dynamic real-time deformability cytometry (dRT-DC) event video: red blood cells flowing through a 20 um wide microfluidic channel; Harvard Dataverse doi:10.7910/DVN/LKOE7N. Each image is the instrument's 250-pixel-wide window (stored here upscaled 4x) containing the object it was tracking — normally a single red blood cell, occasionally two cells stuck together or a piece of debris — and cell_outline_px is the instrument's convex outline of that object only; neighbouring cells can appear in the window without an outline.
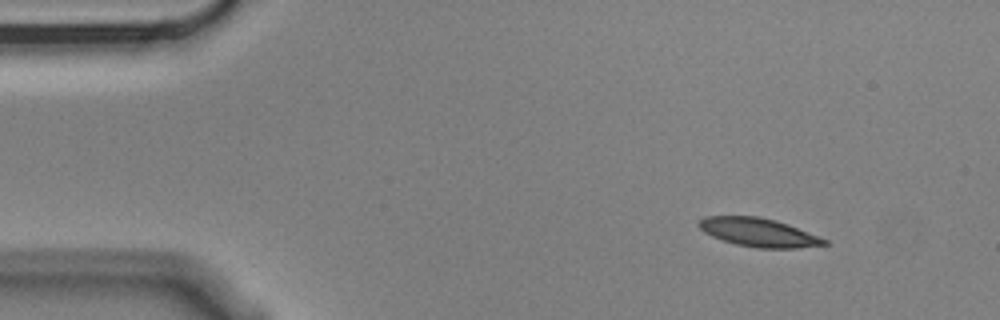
{"species": "Egyptian fruit bat (a non-hibernating species)", "species_latin": "Rousettus aegyptiacus", "temperature_condition": "cold", "stored_images_in_passage": 6, "camera_frame_rate_fps": 3000, "um_per_image_px": 0.085, "animal": {"sex": "male"}, "frame": {"image": 1, "passage_image": 1, "time_ms": 0.0, "image_size_px": [1000, 320], "cell_outline_px": [[828, 244], [796, 248], [756, 248], [736, 244], [712, 236], [704, 232], [696, 224], [704, 216], [760, 216], [776, 220], [788, 224], [820, 236], [828, 240]], "centroid_in_image_um": [64.49, 19.74], "position_along_channel_um": 20.5, "area_um2": 20.92}}
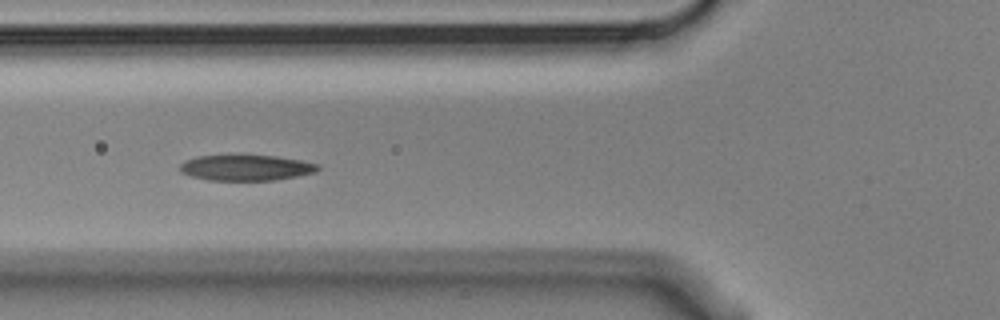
{"frame": {"image": 2, "passage_image": 5, "time_ms": 1.333, "image_size_px": [1000, 320], "cell_outline_px": [[320, 168], [316, 172], [276, 180], [208, 180], [192, 176], [180, 172], [180, 164], [196, 156], [276, 156], [300, 160], [320, 164]], "centroid_in_image_um": [20.95, 14.26], "position_along_channel_um": 104.9, "area_um2": 20.4}}
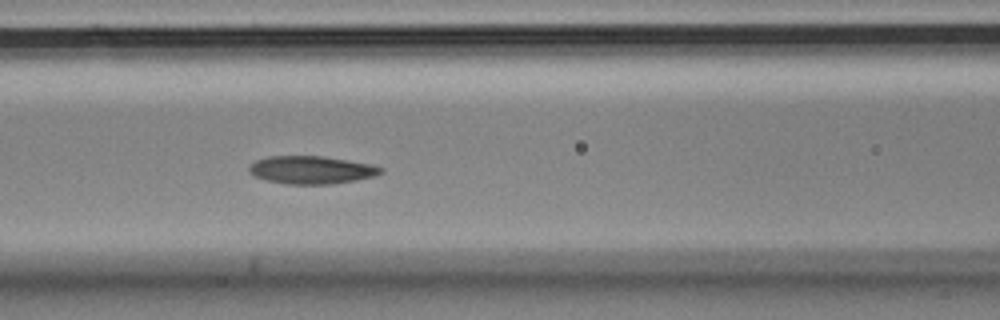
{"frame": {"image": 3, "passage_image": 6, "time_ms": 1.667, "image_size_px": [1000, 320], "cell_outline_px": [[384, 172], [376, 176], [356, 180], [332, 184], [284, 184], [268, 180], [256, 176], [248, 172], [248, 168], [256, 160], [268, 156], [324, 156], [372, 164], [384, 168]], "centroid_in_image_um": [26.52, 14.44], "position_along_channel_um": 140.1, "area_um2": 21.5}}